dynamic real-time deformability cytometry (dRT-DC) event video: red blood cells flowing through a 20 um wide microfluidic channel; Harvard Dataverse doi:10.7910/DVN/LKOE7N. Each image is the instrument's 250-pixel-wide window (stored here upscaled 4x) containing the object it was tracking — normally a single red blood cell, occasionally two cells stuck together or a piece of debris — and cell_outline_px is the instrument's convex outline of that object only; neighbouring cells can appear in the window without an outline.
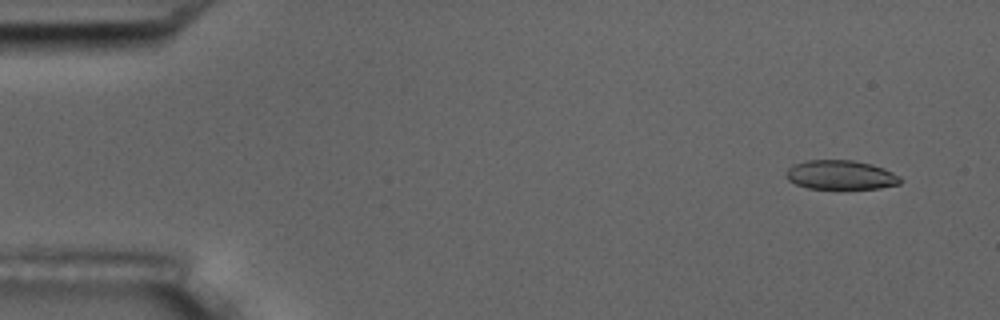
{"species": "common noctule bat (a hibernating species)", "species_latin": "Nyctalus noctula", "temperature_condition": "room temperature", "stored_images_in_passage": 6, "camera_frame_rate_fps": 3000, "um_per_image_px": 0.085, "animal": {"sex": "male", "body_mass_g": 17.5, "forearm_length_mm": 52.3}, "frame": {"image": 1, "passage_image": 1, "time_ms": 0.0, "image_size_px": [1000, 320], "cell_outline_px": [[900, 184], [880, 188], [808, 188], [796, 184], [788, 180], [784, 176], [788, 168], [796, 164], [808, 160], [852, 160], [872, 164], [884, 168], [900, 176]], "centroid_in_image_um": [71.46, 14.86], "position_along_channel_um": 13.5, "area_um2": 19.31}}
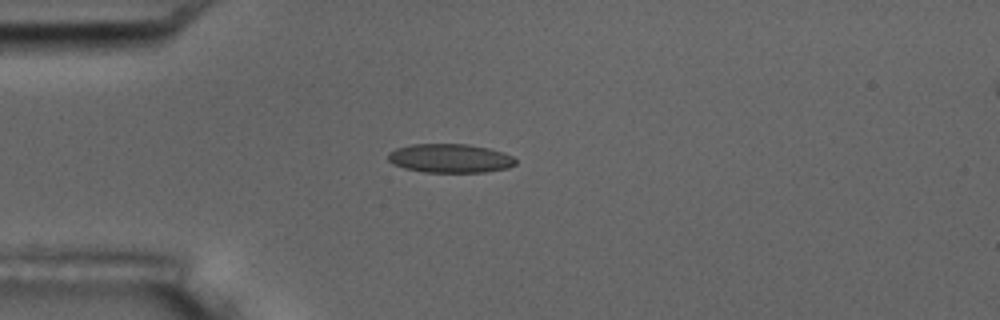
{"frame": {"image": 2, "passage_image": 4, "time_ms": 3.667, "image_size_px": [1000, 320], "cell_outline_px": [[516, 164], [508, 168], [484, 172], [424, 172], [404, 168], [392, 164], [388, 160], [388, 152], [396, 148], [412, 144], [468, 144], [488, 148], [512, 156], [516, 160]], "centroid_in_image_um": [38.22, 13.46], "position_along_channel_um": 46.8, "area_um2": 21.44}}